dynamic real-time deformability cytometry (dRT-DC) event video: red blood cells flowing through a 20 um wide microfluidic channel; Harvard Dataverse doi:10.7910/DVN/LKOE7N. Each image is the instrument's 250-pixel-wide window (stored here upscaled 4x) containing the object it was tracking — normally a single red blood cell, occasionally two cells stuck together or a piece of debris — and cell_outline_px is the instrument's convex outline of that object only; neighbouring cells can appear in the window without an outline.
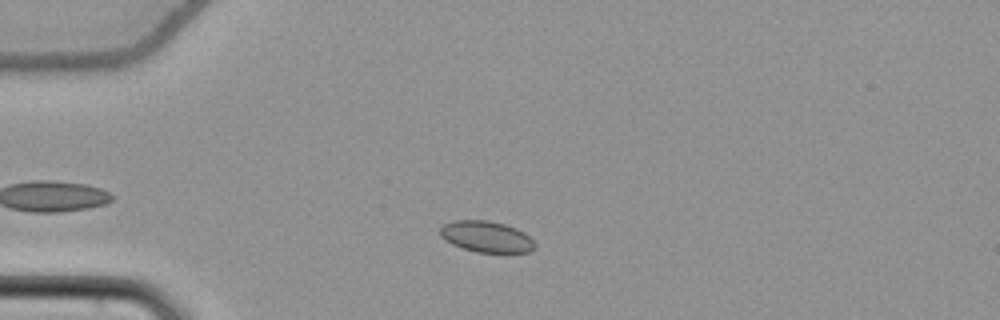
{"species": "common noctule bat (a hibernating species)", "species_latin": "Nyctalus noctula", "temperature_condition": "cold", "stored_images_in_passage": 33, "camera_frame_rate_fps": 3000, "um_per_image_px": 0.085, "animal": {"sex": "female", "body_mass_g": 22.7, "forearm_length_mm": 54.2}, "frame": {"image": 1, "passage_image": 8, "time_ms": 2.333, "image_size_px": [1000, 320], "cell_outline_px": [[536, 248], [532, 252], [476, 252], [452, 244], [444, 240], [440, 236], [440, 228], [444, 224], [452, 220], [488, 220], [504, 224], [516, 228], [524, 232], [536, 244]], "centroid_in_image_um": [41.34, 20.11], "position_along_channel_um": 43.7, "area_um2": 17.28}}
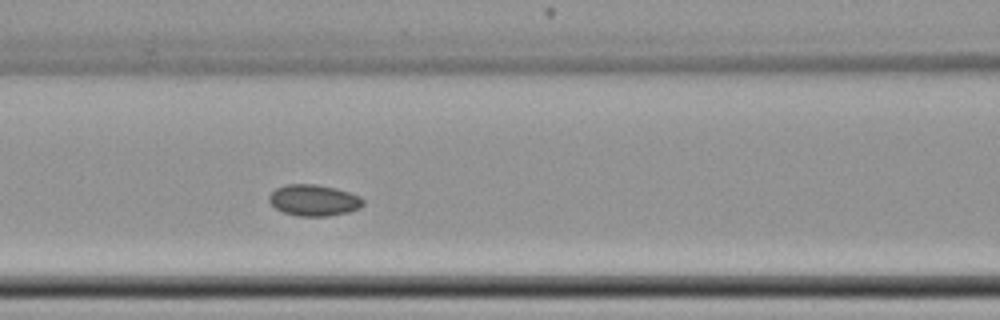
{"frame": {"image": 2, "passage_image": 18, "time_ms": 5.667, "image_size_px": [1000, 320], "cell_outline_px": [[364, 204], [360, 208], [348, 212], [328, 216], [296, 216], [284, 212], [276, 208], [268, 200], [268, 196], [276, 188], [284, 184], [316, 184], [336, 188], [360, 196], [364, 200]], "centroid_in_image_um": [26.68, 17.02], "position_along_channel_um": 139.9, "area_um2": 17.22}}
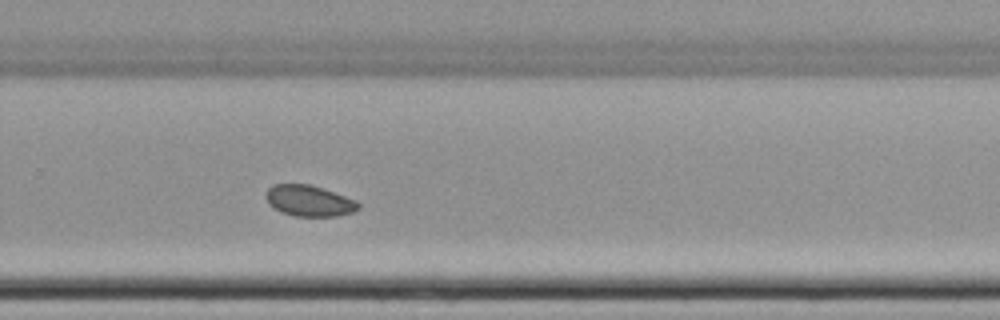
{"frame": {"image": 3, "passage_image": 31, "time_ms": 10.0, "image_size_px": [1000, 320], "cell_outline_px": [[360, 208], [352, 212], [336, 216], [296, 216], [280, 212], [268, 204], [264, 196], [268, 188], [272, 184], [308, 184], [356, 200], [360, 204]], "centroid_in_image_um": [26.23, 17.07], "position_along_channel_um": 303.6, "area_um2": 16.65}}